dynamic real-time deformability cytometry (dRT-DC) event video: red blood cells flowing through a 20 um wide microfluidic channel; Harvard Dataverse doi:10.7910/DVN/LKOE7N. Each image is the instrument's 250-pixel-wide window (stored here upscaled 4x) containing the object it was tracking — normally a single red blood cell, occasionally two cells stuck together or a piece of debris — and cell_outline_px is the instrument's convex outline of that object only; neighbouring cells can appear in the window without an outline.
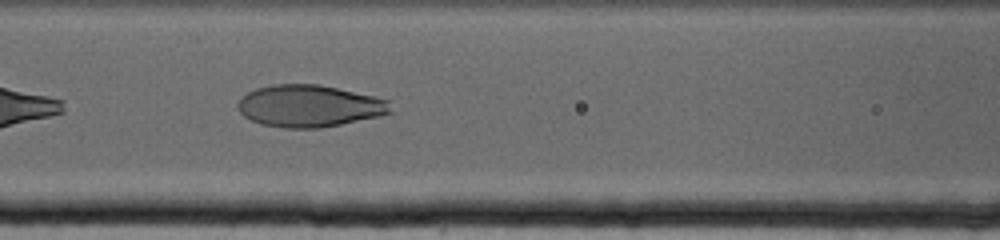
{"species": "human", "species_latin": "Homo sapiens", "temperature_condition": "cold", "stored_images_in_passage": 45, "camera_frame_rate_fps": 3000, "um_per_image_px": 0.085, "donor": {"sex": "female"}, "frame": {"image": 1, "passage_image": 10, "time_ms": 3.0, "image_size_px": [1000, 240], "cell_outline_px": [[392, 112], [380, 116], [320, 128], [284, 128], [260, 124], [244, 116], [240, 112], [236, 104], [248, 92], [256, 88], [272, 84], [320, 84], [372, 96], [388, 100]], "centroid_in_image_um": [26.27, 9.01], "position_along_channel_um": 140.3, "area_um2": 37.22}}
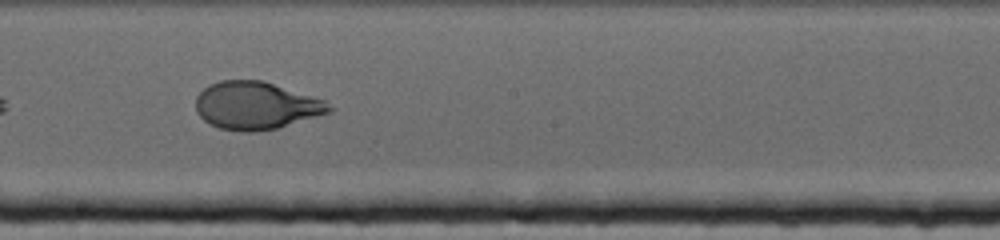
{"frame": {"image": 2, "passage_image": 19, "time_ms": 6.0, "image_size_px": [1000, 240], "cell_outline_px": [[332, 112], [276, 128], [256, 132], [240, 132], [220, 128], [204, 120], [196, 112], [196, 96], [208, 84], [220, 80], [260, 80], [324, 100], [332, 108]], "centroid_in_image_um": [21.72, 8.98], "position_along_channel_um": 226.5, "area_um2": 36.76}}
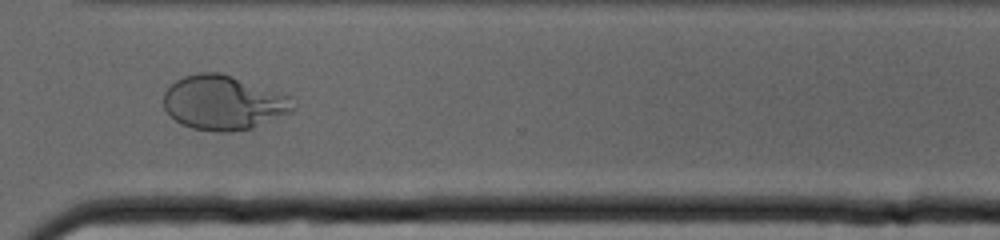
{"frame": {"image": 3, "passage_image": 32, "time_ms": 10.333, "image_size_px": [1000, 240], "cell_outline_px": [[296, 108], [292, 112], [252, 128], [228, 132], [216, 132], [192, 128], [180, 124], [164, 108], [164, 92], [176, 80], [184, 76], [200, 72], [220, 72], [292, 96]], "centroid_in_image_um": [19.02, 8.73], "position_along_channel_um": 351.6, "area_um2": 41.15}}